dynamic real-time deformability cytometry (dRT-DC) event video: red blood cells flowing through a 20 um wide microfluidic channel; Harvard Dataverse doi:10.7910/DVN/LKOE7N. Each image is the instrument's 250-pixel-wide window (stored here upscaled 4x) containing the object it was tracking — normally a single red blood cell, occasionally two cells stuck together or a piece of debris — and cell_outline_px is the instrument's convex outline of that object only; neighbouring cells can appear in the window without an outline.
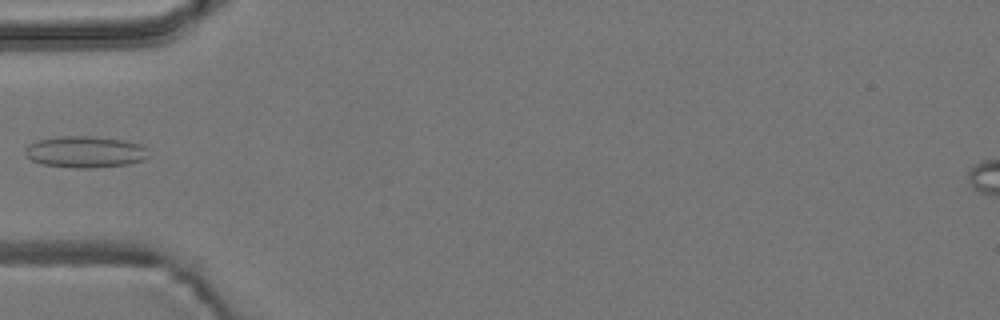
{"species": "common noctule bat (a hibernating species)", "species_latin": "Nyctalus noctula", "temperature_condition": "room temperature", "stored_images_in_passage": 7, "camera_frame_rate_fps": 3000, "um_per_image_px": 0.085, "animal": {"sex": "male", "body_mass_g": 19.2, "forearm_length_mm": 51.8}, "frame": {"image": 1, "passage_image": 6, "time_ms": 1.667, "image_size_px": [1000, 320], "cell_outline_px": [[148, 156], [144, 160], [128, 164], [92, 168], [72, 168], [44, 164], [32, 160], [24, 152], [24, 148], [28, 144], [36, 140], [64, 136], [92, 136], [124, 140], [140, 144], [144, 148]], "centroid_in_image_um": [7.21, 12.91], "position_along_channel_um": 77.8, "area_um2": 22.6}}